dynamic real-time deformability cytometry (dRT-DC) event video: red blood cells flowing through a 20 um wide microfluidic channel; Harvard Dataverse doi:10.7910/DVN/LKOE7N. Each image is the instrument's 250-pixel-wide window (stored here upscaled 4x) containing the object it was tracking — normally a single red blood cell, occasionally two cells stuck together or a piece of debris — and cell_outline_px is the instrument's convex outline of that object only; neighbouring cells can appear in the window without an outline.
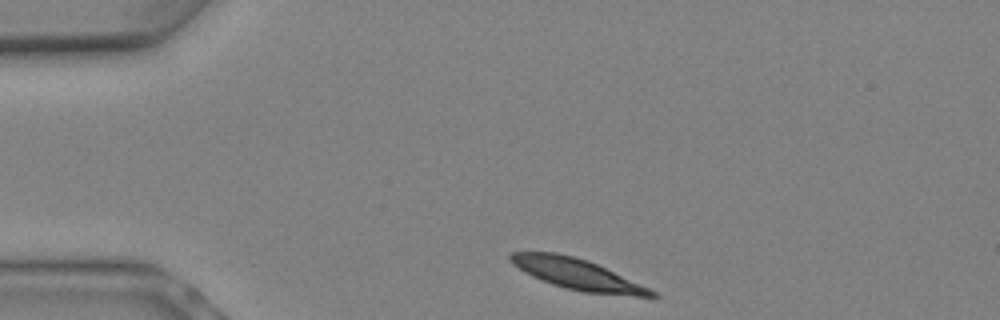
{"species": "Egyptian fruit bat (a non-hibernating species)", "species_latin": "Rousettus aegyptiacus", "temperature_condition": "warm", "stored_images_in_passage": 3, "camera_frame_rate_fps": 3000, "um_per_image_px": 0.085, "animal": {"sex": "female"}, "frame": {"image": 1, "passage_image": 1, "time_ms": 0.0, "image_size_px": [1000, 320], "cell_outline_px": [[660, 296], [636, 296], [584, 292], [552, 284], [532, 276], [524, 272], [512, 264], [508, 260], [508, 256], [512, 252], [556, 252], [588, 260], [648, 288], [656, 292]], "centroid_in_image_um": [48.99, 23.29], "position_along_channel_um": 36.0, "area_um2": 24.8}}